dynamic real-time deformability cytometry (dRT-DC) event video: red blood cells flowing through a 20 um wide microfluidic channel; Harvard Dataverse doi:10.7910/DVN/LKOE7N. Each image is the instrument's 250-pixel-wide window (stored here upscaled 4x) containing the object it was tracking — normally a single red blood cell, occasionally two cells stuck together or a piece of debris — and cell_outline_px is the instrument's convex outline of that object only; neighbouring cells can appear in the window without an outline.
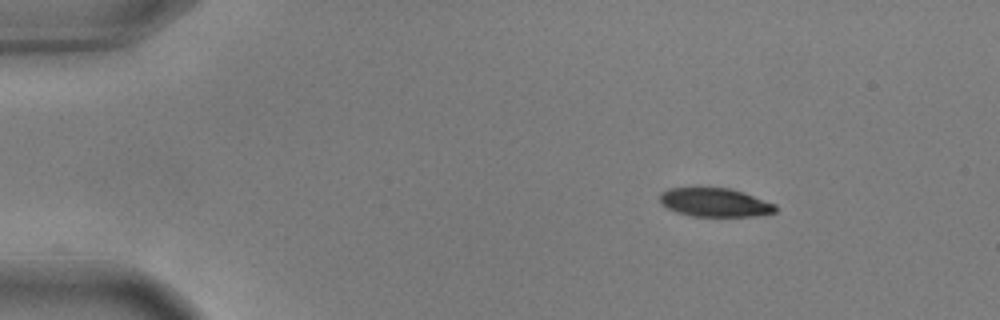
{"species": "common noctule bat (a hibernating species)", "species_latin": "Nyctalus noctula", "temperature_condition": "warm", "stored_images_in_passage": 45, "camera_frame_rate_fps": 3000, "um_per_image_px": 0.085, "animal": {"sex": "male", "body_mass_g": 17.9, "forearm_length_mm": 54.2}, "frame": {"image": 1, "passage_image": 1, "time_ms": 0.0, "image_size_px": [1000, 320], "cell_outline_px": [[776, 212], [756, 216], [692, 216], [676, 212], [660, 204], [660, 192], [668, 188], [728, 188], [744, 192], [776, 204]], "centroid_in_image_um": [60.76, 17.21], "position_along_channel_um": 24.2, "area_um2": 19.36}}
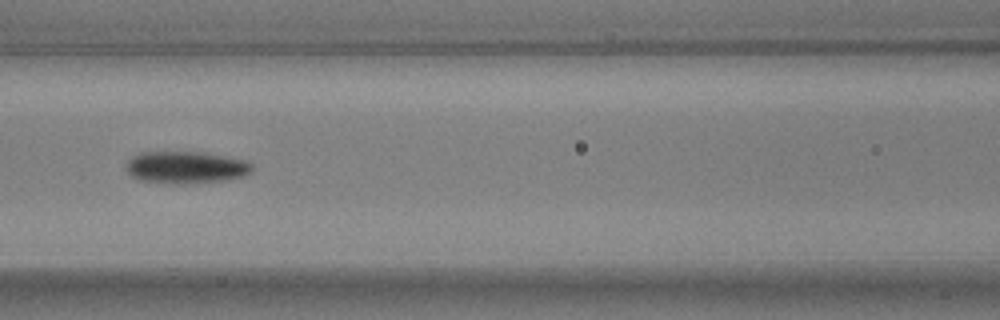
{"frame": {"image": 2, "passage_image": 18, "time_ms": 5.667, "image_size_px": [1000, 320], "cell_outline_px": [[252, 172], [244, 176], [228, 180], [184, 184], [172, 184], [140, 180], [132, 176], [124, 168], [128, 160], [132, 156], [140, 152], [204, 152], [244, 160], [252, 164]], "centroid_in_image_um": [15.79, 14.23], "position_along_channel_um": 150.8, "area_um2": 23.81}}
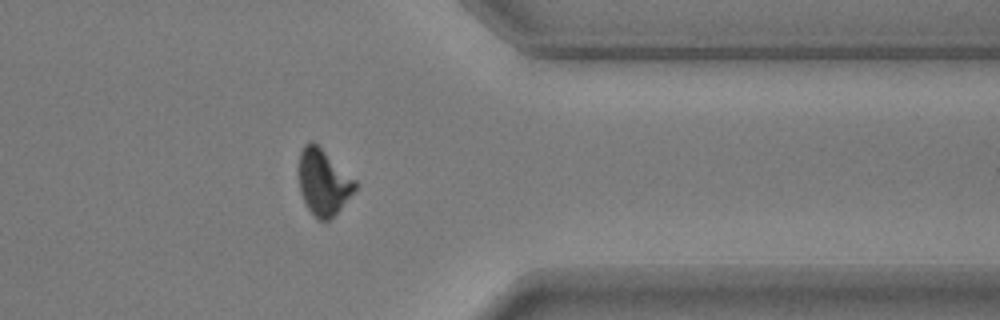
{"frame": {"image": 3, "passage_image": 38, "time_ms": 12.333, "image_size_px": [1000, 320], "cell_outline_px": [[356, 188], [340, 208], [324, 224], [308, 208], [300, 192], [300, 152], [304, 144], [308, 140], [312, 140], [356, 180]], "centroid_in_image_um": [27.48, 15.47], "position_along_channel_um": 383.9, "area_um2": 21.1}, "authors_computed_cell_mechanics": {"area_um2": 22.4842, "velocity_mm_per_s": 3.6381, "shape_relaxation_time_tau1_ms": 3.2374, "shape_relaxation_time_tau2_ms": 2.8633, "deformation_change_tau1": 0.1492, "deformation_change_tau2": 0.0825}}